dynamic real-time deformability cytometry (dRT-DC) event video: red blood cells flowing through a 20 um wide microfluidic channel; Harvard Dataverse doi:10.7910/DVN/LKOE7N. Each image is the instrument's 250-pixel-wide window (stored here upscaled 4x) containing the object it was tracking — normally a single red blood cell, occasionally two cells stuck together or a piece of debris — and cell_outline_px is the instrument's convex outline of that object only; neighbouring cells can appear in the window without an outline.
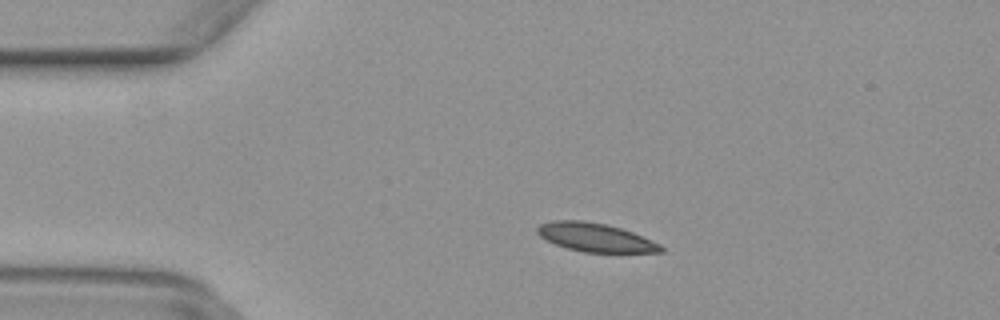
{"species": "common noctule bat (a hibernating species)", "species_latin": "Nyctalus noctula", "temperature_condition": "warm", "stored_images_in_passage": 49, "camera_frame_rate_fps": 3000, "um_per_image_px": 0.085, "animal": {"sex": "female", "body_mass_g": 29.2, "forearm_length_mm": 56.3}, "frame": {"image": 1, "passage_image": 9, "time_ms": 2.667, "image_size_px": [1000, 320], "cell_outline_px": [[664, 252], [584, 252], [568, 248], [556, 244], [540, 236], [536, 232], [536, 228], [540, 224], [552, 220], [584, 220], [608, 224], [632, 232], [660, 244], [664, 248]], "centroid_in_image_um": [50.59, 20.17], "position_along_channel_um": 34.4, "area_um2": 20.46}}
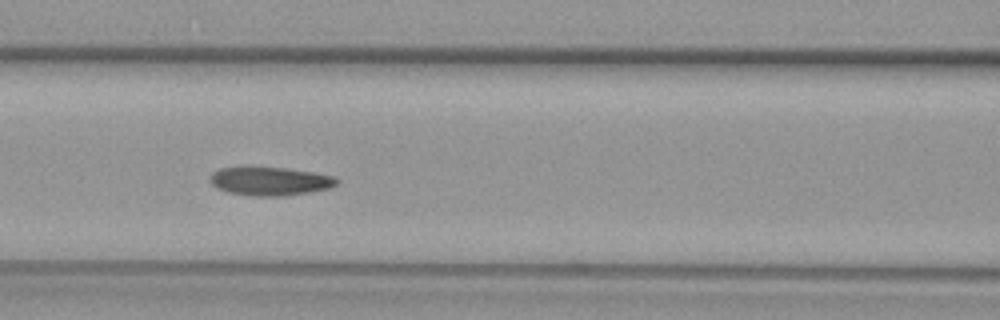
{"frame": {"image": 2, "passage_image": 20, "time_ms": 6.333, "image_size_px": [1000, 320], "cell_outline_px": [[340, 180], [336, 184], [328, 188], [308, 192], [284, 196], [256, 196], [228, 192], [216, 188], [212, 184], [212, 172], [220, 168], [240, 164], [248, 164], [284, 168], [312, 172], [336, 176]], "centroid_in_image_um": [22.9, 15.35], "position_along_channel_um": 143.7, "area_um2": 21.68}}
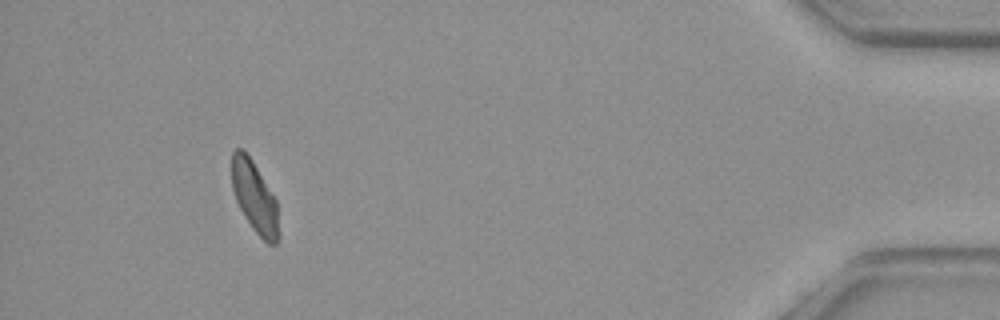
{"frame": {"image": 3, "passage_image": 45, "time_ms": 14.667, "image_size_px": [1000, 320], "cell_outline_px": [[280, 240], [276, 244], [268, 244], [252, 228], [244, 216], [236, 200], [232, 188], [232, 152], [236, 148], [244, 148], [252, 160], [276, 200], [280, 236]], "centroid_in_image_um": [21.65, 16.77], "position_along_channel_um": 413.6, "area_um2": 19.54}}